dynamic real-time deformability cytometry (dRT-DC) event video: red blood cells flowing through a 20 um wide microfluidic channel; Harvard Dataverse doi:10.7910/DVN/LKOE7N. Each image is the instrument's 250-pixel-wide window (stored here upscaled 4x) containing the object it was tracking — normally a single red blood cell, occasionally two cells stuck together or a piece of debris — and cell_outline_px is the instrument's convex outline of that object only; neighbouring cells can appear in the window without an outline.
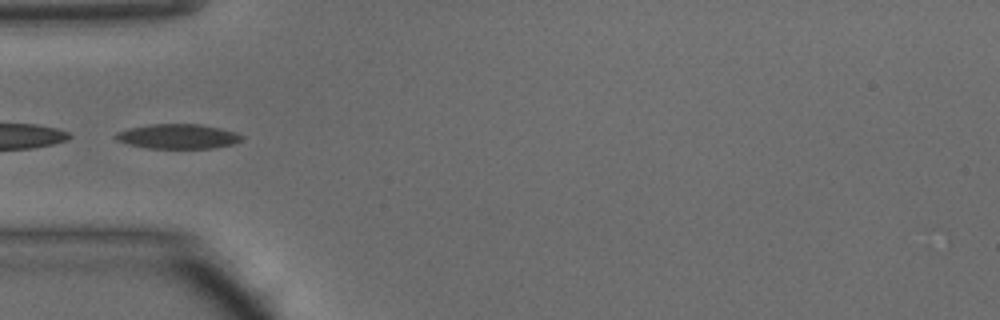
{"species": "common noctule bat (a hibernating species)", "species_latin": "Nyctalus noctula", "temperature_condition": "warm", "stored_images_in_passage": 33, "camera_frame_rate_fps": 3000, "um_per_image_px": 0.085, "animal": {"sex": "male", "body_mass_g": 15.6}, "frame": {"image": 1, "passage_image": 1, "time_ms": 0.0, "image_size_px": [1000, 320], "cell_outline_px": [[244, 140], [232, 144], [212, 148], [148, 148], [128, 144], [116, 140], [112, 136], [116, 132], [128, 128], [148, 124], [200, 124], [220, 128], [236, 132], [244, 136]], "centroid_in_image_um": [15.1, 11.59], "position_along_channel_um": 69.9, "area_um2": 18.32}, "authors_computed_cell_mechanics": {"area_um2": 17.8602, "velocity_mm_per_s": 4.2025, "shape_relaxation_time_tau1_ms": 5.0921, "shape_relaxation_time_tau2_ms": 1.5061, "deformation_change_tau1": 0.1492, "deformation_change_tau2": 0.0706}}